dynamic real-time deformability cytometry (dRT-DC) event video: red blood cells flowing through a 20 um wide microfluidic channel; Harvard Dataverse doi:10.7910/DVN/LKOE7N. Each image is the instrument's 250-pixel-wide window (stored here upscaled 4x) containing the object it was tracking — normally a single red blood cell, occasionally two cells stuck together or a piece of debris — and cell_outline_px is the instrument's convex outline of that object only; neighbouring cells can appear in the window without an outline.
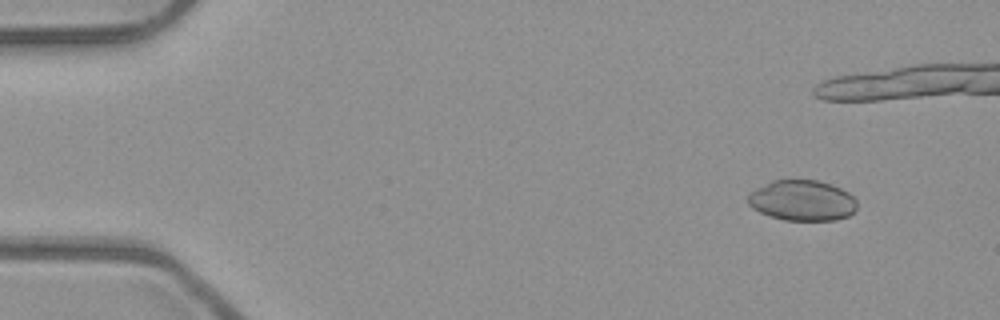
{"species": "common noctule bat (a hibernating species)", "species_latin": "Nyctalus noctula", "temperature_condition": "room temperature", "stored_images_in_passage": 9, "camera_frame_rate_fps": 3000, "um_per_image_px": 0.085, "animal": {"sex": "male", "body_mass_g": 23.1, "forearm_length_mm": 52.7}, "frame": {"image": 1, "passage_image": 1, "time_ms": 0.0, "image_size_px": [1000, 320], "cell_outline_px": [[856, 208], [848, 216], [836, 220], [784, 220], [760, 212], [752, 208], [748, 204], [748, 192], [772, 180], [816, 180], [840, 188], [848, 192], [856, 200]], "centroid_in_image_um": [68.16, 17.04], "position_along_channel_um": 16.8, "area_um2": 25.66}}
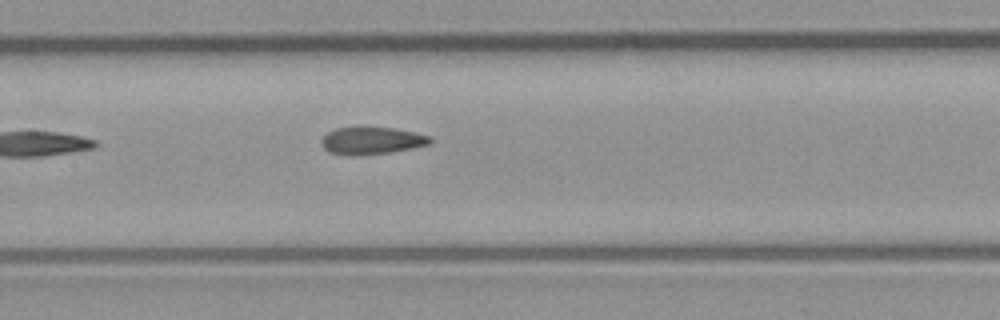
{"frame": {"image": 2, "passage_image": 9, "time_ms": 2.667, "image_size_px": [1000, 320], "cell_outline_px": [[432, 140], [428, 144], [412, 148], [388, 152], [352, 156], [348, 156], [328, 152], [324, 148], [320, 140], [328, 132], [336, 128], [356, 124], [368, 124], [396, 128], [432, 136]], "centroid_in_image_um": [31.55, 11.89], "position_along_channel_um": 175.9, "area_um2": 18.15}}